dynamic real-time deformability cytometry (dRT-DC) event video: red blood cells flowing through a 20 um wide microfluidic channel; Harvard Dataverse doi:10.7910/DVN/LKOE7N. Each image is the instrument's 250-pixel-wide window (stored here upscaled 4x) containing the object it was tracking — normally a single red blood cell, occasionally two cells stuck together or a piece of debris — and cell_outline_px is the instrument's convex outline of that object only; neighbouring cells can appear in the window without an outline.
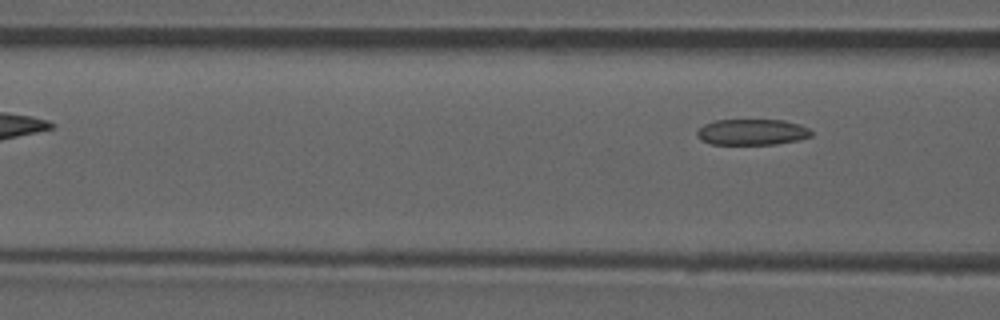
{"species": "common noctule bat (a hibernating species)", "species_latin": "Nyctalus noctula", "temperature_condition": "room temperature", "stored_images_in_passage": 3, "camera_frame_rate_fps": 3000, "um_per_image_px": 0.085, "animal": {"sex": "male", "forearm_length_mm": 52.5}, "frame": {"image": 1, "passage_image": 3, "time_ms": 2.333, "image_size_px": [1000, 320], "cell_outline_px": [[812, 136], [796, 140], [776, 144], [712, 144], [700, 140], [696, 136], [696, 132], [704, 124], [716, 120], [784, 120], [800, 124], [808, 128], [812, 132]], "centroid_in_image_um": [63.91, 11.22], "position_along_channel_um": 102.7, "area_um2": 17.28}}